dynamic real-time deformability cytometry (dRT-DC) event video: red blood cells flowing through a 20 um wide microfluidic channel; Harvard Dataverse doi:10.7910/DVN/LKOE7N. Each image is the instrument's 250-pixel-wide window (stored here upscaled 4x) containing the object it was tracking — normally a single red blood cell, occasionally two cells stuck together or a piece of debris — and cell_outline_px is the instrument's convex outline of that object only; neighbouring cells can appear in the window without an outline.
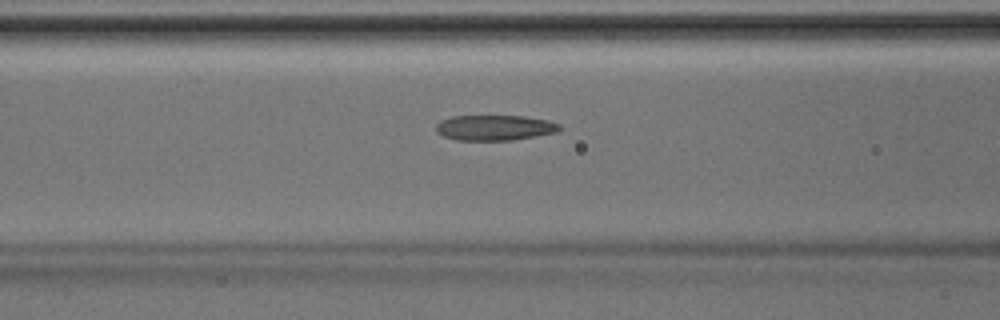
{"species": "Egyptian fruit bat (a non-hibernating species)", "species_latin": "Rousettus aegyptiacus", "temperature_condition": "room temperature", "stored_images_in_passage": 46, "segment_of_instrument_passage": [1, 2], "camera_frame_rate_fps": 3000, "um_per_image_px": 0.085, "animal": {"sex": "male"}, "frame": {"image": 1, "passage_image": 18, "time_ms": 5.667, "image_size_px": [1000, 320], "cell_outline_px": [[560, 128], [556, 132], [512, 140], [456, 140], [444, 136], [436, 132], [436, 124], [440, 120], [452, 116], [524, 116], [548, 120], [560, 124]], "centroid_in_image_um": [42.01, 10.85], "position_along_channel_um": 124.6, "area_um2": 18.21}}
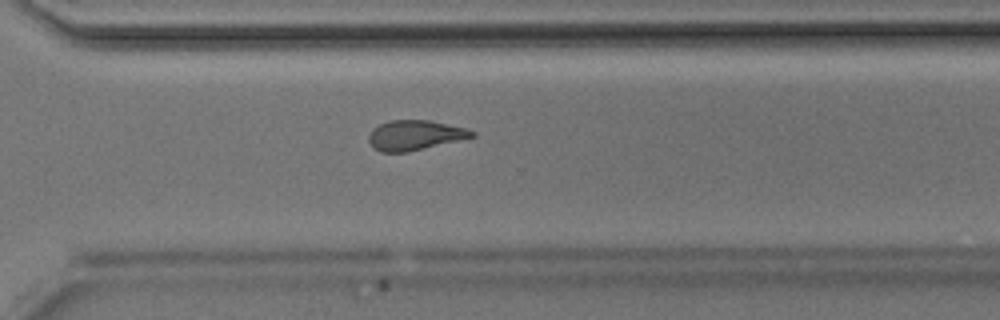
{"frame": {"image": 2, "passage_image": 32, "time_ms": 10.333, "image_size_px": [1000, 320], "cell_outline_px": [[476, 136], [408, 152], [380, 152], [372, 148], [368, 140], [368, 136], [372, 128], [380, 124], [392, 120], [428, 120], [468, 128], [476, 132]], "centroid_in_image_um": [35.25, 11.49], "position_along_channel_um": 335.3, "area_um2": 18.09}}
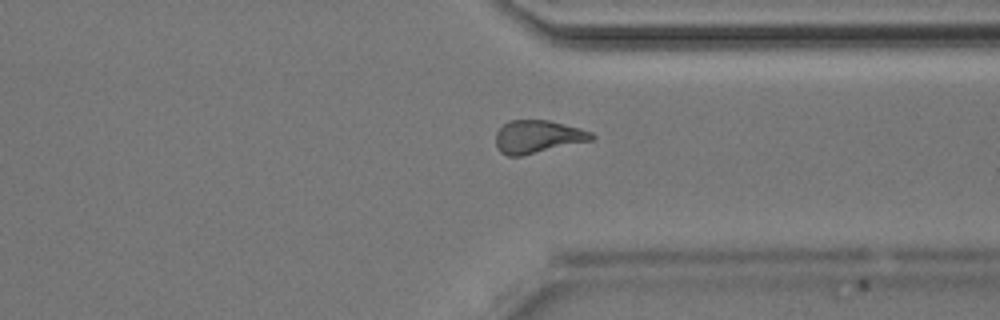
{"frame": {"image": 3, "passage_image": 34, "time_ms": 11.0, "image_size_px": [1000, 320], "cell_outline_px": [[596, 136], [592, 140], [520, 156], [508, 156], [500, 152], [496, 144], [496, 132], [504, 124], [512, 120], [548, 120], [580, 128], [592, 132]], "centroid_in_image_um": [45.71, 11.62], "position_along_channel_um": 365.7, "area_um2": 18.21}}